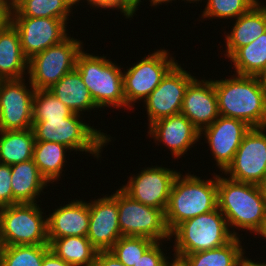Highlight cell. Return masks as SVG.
Returning a JSON list of instances; mask_svg holds the SVG:
<instances>
[{
    "instance_id": "1",
    "label": "cell",
    "mask_w": 266,
    "mask_h": 266,
    "mask_svg": "<svg viewBox=\"0 0 266 266\" xmlns=\"http://www.w3.org/2000/svg\"><path fill=\"white\" fill-rule=\"evenodd\" d=\"M217 202L235 236H240L236 232L239 228L254 235L262 230L266 221V200L259 185L217 174Z\"/></svg>"
},
{
    "instance_id": "2",
    "label": "cell",
    "mask_w": 266,
    "mask_h": 266,
    "mask_svg": "<svg viewBox=\"0 0 266 266\" xmlns=\"http://www.w3.org/2000/svg\"><path fill=\"white\" fill-rule=\"evenodd\" d=\"M230 76L214 80L219 114L240 119L250 127H266V94L257 77Z\"/></svg>"
},
{
    "instance_id": "3",
    "label": "cell",
    "mask_w": 266,
    "mask_h": 266,
    "mask_svg": "<svg viewBox=\"0 0 266 266\" xmlns=\"http://www.w3.org/2000/svg\"><path fill=\"white\" fill-rule=\"evenodd\" d=\"M202 179L189 172H180L174 180L165 211L166 226L171 233L180 223L218 207L217 173Z\"/></svg>"
},
{
    "instance_id": "4",
    "label": "cell",
    "mask_w": 266,
    "mask_h": 266,
    "mask_svg": "<svg viewBox=\"0 0 266 266\" xmlns=\"http://www.w3.org/2000/svg\"><path fill=\"white\" fill-rule=\"evenodd\" d=\"M80 115L73 113L65 119L33 120L35 141L61 143L74 152H88L99 159L103 147L111 142L112 137L90 126Z\"/></svg>"
},
{
    "instance_id": "5",
    "label": "cell",
    "mask_w": 266,
    "mask_h": 266,
    "mask_svg": "<svg viewBox=\"0 0 266 266\" xmlns=\"http://www.w3.org/2000/svg\"><path fill=\"white\" fill-rule=\"evenodd\" d=\"M90 92L98 109L113 107L126 109L123 91V71L106 56H96L84 49L77 58L75 68Z\"/></svg>"
},
{
    "instance_id": "6",
    "label": "cell",
    "mask_w": 266,
    "mask_h": 266,
    "mask_svg": "<svg viewBox=\"0 0 266 266\" xmlns=\"http://www.w3.org/2000/svg\"><path fill=\"white\" fill-rule=\"evenodd\" d=\"M170 237L175 239L173 252L185 256L223 246L236 236L230 231L225 216L217 207L180 223L170 233Z\"/></svg>"
},
{
    "instance_id": "7",
    "label": "cell",
    "mask_w": 266,
    "mask_h": 266,
    "mask_svg": "<svg viewBox=\"0 0 266 266\" xmlns=\"http://www.w3.org/2000/svg\"><path fill=\"white\" fill-rule=\"evenodd\" d=\"M42 210L37 203L0 207V245L49 244L47 216Z\"/></svg>"
},
{
    "instance_id": "8",
    "label": "cell",
    "mask_w": 266,
    "mask_h": 266,
    "mask_svg": "<svg viewBox=\"0 0 266 266\" xmlns=\"http://www.w3.org/2000/svg\"><path fill=\"white\" fill-rule=\"evenodd\" d=\"M83 41L68 36L28 61V78L35 90H48L65 74L76 68Z\"/></svg>"
},
{
    "instance_id": "9",
    "label": "cell",
    "mask_w": 266,
    "mask_h": 266,
    "mask_svg": "<svg viewBox=\"0 0 266 266\" xmlns=\"http://www.w3.org/2000/svg\"><path fill=\"white\" fill-rule=\"evenodd\" d=\"M165 49L144 56L123 72V91L126 110H134L138 101H144L161 83L166 74L178 63Z\"/></svg>"
},
{
    "instance_id": "10",
    "label": "cell",
    "mask_w": 266,
    "mask_h": 266,
    "mask_svg": "<svg viewBox=\"0 0 266 266\" xmlns=\"http://www.w3.org/2000/svg\"><path fill=\"white\" fill-rule=\"evenodd\" d=\"M118 221L122 236L145 237L162 242L171 240L165 213L134 200L121 188H118Z\"/></svg>"
},
{
    "instance_id": "11",
    "label": "cell",
    "mask_w": 266,
    "mask_h": 266,
    "mask_svg": "<svg viewBox=\"0 0 266 266\" xmlns=\"http://www.w3.org/2000/svg\"><path fill=\"white\" fill-rule=\"evenodd\" d=\"M25 80H0V131L32 129L35 88Z\"/></svg>"
},
{
    "instance_id": "12",
    "label": "cell",
    "mask_w": 266,
    "mask_h": 266,
    "mask_svg": "<svg viewBox=\"0 0 266 266\" xmlns=\"http://www.w3.org/2000/svg\"><path fill=\"white\" fill-rule=\"evenodd\" d=\"M266 127H251L232 163L222 173L239 182L259 184L266 175Z\"/></svg>"
},
{
    "instance_id": "13",
    "label": "cell",
    "mask_w": 266,
    "mask_h": 266,
    "mask_svg": "<svg viewBox=\"0 0 266 266\" xmlns=\"http://www.w3.org/2000/svg\"><path fill=\"white\" fill-rule=\"evenodd\" d=\"M190 72L177 63L162 79L161 83L143 101L148 124L179 114L188 85L195 79Z\"/></svg>"
},
{
    "instance_id": "14",
    "label": "cell",
    "mask_w": 266,
    "mask_h": 266,
    "mask_svg": "<svg viewBox=\"0 0 266 266\" xmlns=\"http://www.w3.org/2000/svg\"><path fill=\"white\" fill-rule=\"evenodd\" d=\"M178 174L174 168L148 166L136 175H130L121 189L134 200L161 209L165 213Z\"/></svg>"
},
{
    "instance_id": "15",
    "label": "cell",
    "mask_w": 266,
    "mask_h": 266,
    "mask_svg": "<svg viewBox=\"0 0 266 266\" xmlns=\"http://www.w3.org/2000/svg\"><path fill=\"white\" fill-rule=\"evenodd\" d=\"M11 23L19 33L22 51L28 60L69 36L67 23L62 19L11 17Z\"/></svg>"
},
{
    "instance_id": "16",
    "label": "cell",
    "mask_w": 266,
    "mask_h": 266,
    "mask_svg": "<svg viewBox=\"0 0 266 266\" xmlns=\"http://www.w3.org/2000/svg\"><path fill=\"white\" fill-rule=\"evenodd\" d=\"M250 126L236 118L219 116L210 126L200 132V138L205 137L217 168L222 171L232 163L237 149Z\"/></svg>"
},
{
    "instance_id": "17",
    "label": "cell",
    "mask_w": 266,
    "mask_h": 266,
    "mask_svg": "<svg viewBox=\"0 0 266 266\" xmlns=\"http://www.w3.org/2000/svg\"><path fill=\"white\" fill-rule=\"evenodd\" d=\"M87 237L98 251H109L122 236L118 221V189L89 202Z\"/></svg>"
},
{
    "instance_id": "18",
    "label": "cell",
    "mask_w": 266,
    "mask_h": 266,
    "mask_svg": "<svg viewBox=\"0 0 266 266\" xmlns=\"http://www.w3.org/2000/svg\"><path fill=\"white\" fill-rule=\"evenodd\" d=\"M148 135L155 143L165 145L173 158H181L201 138L200 131L183 114L161 118L148 125Z\"/></svg>"
},
{
    "instance_id": "19",
    "label": "cell",
    "mask_w": 266,
    "mask_h": 266,
    "mask_svg": "<svg viewBox=\"0 0 266 266\" xmlns=\"http://www.w3.org/2000/svg\"><path fill=\"white\" fill-rule=\"evenodd\" d=\"M200 80L195 78L188 85L180 113L185 115L201 132L210 126L220 114L214 79Z\"/></svg>"
},
{
    "instance_id": "20",
    "label": "cell",
    "mask_w": 266,
    "mask_h": 266,
    "mask_svg": "<svg viewBox=\"0 0 266 266\" xmlns=\"http://www.w3.org/2000/svg\"><path fill=\"white\" fill-rule=\"evenodd\" d=\"M89 220V201H68L47 215L48 239L87 236Z\"/></svg>"
},
{
    "instance_id": "21",
    "label": "cell",
    "mask_w": 266,
    "mask_h": 266,
    "mask_svg": "<svg viewBox=\"0 0 266 266\" xmlns=\"http://www.w3.org/2000/svg\"><path fill=\"white\" fill-rule=\"evenodd\" d=\"M231 32L226 33L224 56L230 58L240 47L250 44L266 31V5H254L235 19Z\"/></svg>"
},
{
    "instance_id": "22",
    "label": "cell",
    "mask_w": 266,
    "mask_h": 266,
    "mask_svg": "<svg viewBox=\"0 0 266 266\" xmlns=\"http://www.w3.org/2000/svg\"><path fill=\"white\" fill-rule=\"evenodd\" d=\"M28 61L21 48L19 33L10 22L0 30V80L24 78L28 74Z\"/></svg>"
},
{
    "instance_id": "23",
    "label": "cell",
    "mask_w": 266,
    "mask_h": 266,
    "mask_svg": "<svg viewBox=\"0 0 266 266\" xmlns=\"http://www.w3.org/2000/svg\"><path fill=\"white\" fill-rule=\"evenodd\" d=\"M48 184L33 159L11 165L13 205L38 203L37 199L44 188L50 186Z\"/></svg>"
},
{
    "instance_id": "24",
    "label": "cell",
    "mask_w": 266,
    "mask_h": 266,
    "mask_svg": "<svg viewBox=\"0 0 266 266\" xmlns=\"http://www.w3.org/2000/svg\"><path fill=\"white\" fill-rule=\"evenodd\" d=\"M48 90L74 113L84 115L83 112L98 108L76 69L65 74Z\"/></svg>"
},
{
    "instance_id": "25",
    "label": "cell",
    "mask_w": 266,
    "mask_h": 266,
    "mask_svg": "<svg viewBox=\"0 0 266 266\" xmlns=\"http://www.w3.org/2000/svg\"><path fill=\"white\" fill-rule=\"evenodd\" d=\"M72 150L67 146L51 141H35L33 149V161L37 165L41 175L48 183L60 181L65 167L66 153Z\"/></svg>"
},
{
    "instance_id": "26",
    "label": "cell",
    "mask_w": 266,
    "mask_h": 266,
    "mask_svg": "<svg viewBox=\"0 0 266 266\" xmlns=\"http://www.w3.org/2000/svg\"><path fill=\"white\" fill-rule=\"evenodd\" d=\"M50 250L72 266H93L98 250L87 236L48 239Z\"/></svg>"
},
{
    "instance_id": "27",
    "label": "cell",
    "mask_w": 266,
    "mask_h": 266,
    "mask_svg": "<svg viewBox=\"0 0 266 266\" xmlns=\"http://www.w3.org/2000/svg\"><path fill=\"white\" fill-rule=\"evenodd\" d=\"M240 239V236H236L223 246L184 257L190 266H242L249 258L244 256L246 252Z\"/></svg>"
},
{
    "instance_id": "28",
    "label": "cell",
    "mask_w": 266,
    "mask_h": 266,
    "mask_svg": "<svg viewBox=\"0 0 266 266\" xmlns=\"http://www.w3.org/2000/svg\"><path fill=\"white\" fill-rule=\"evenodd\" d=\"M34 144L32 129L0 131V163L11 166L31 160Z\"/></svg>"
},
{
    "instance_id": "29",
    "label": "cell",
    "mask_w": 266,
    "mask_h": 266,
    "mask_svg": "<svg viewBox=\"0 0 266 266\" xmlns=\"http://www.w3.org/2000/svg\"><path fill=\"white\" fill-rule=\"evenodd\" d=\"M229 59L236 75L256 76L266 64V31L250 44L240 47Z\"/></svg>"
},
{
    "instance_id": "30",
    "label": "cell",
    "mask_w": 266,
    "mask_h": 266,
    "mask_svg": "<svg viewBox=\"0 0 266 266\" xmlns=\"http://www.w3.org/2000/svg\"><path fill=\"white\" fill-rule=\"evenodd\" d=\"M72 8L75 6L70 0H26L11 17L57 18L68 23Z\"/></svg>"
},
{
    "instance_id": "31",
    "label": "cell",
    "mask_w": 266,
    "mask_h": 266,
    "mask_svg": "<svg viewBox=\"0 0 266 266\" xmlns=\"http://www.w3.org/2000/svg\"><path fill=\"white\" fill-rule=\"evenodd\" d=\"M49 251V244L1 246V266H42Z\"/></svg>"
},
{
    "instance_id": "32",
    "label": "cell",
    "mask_w": 266,
    "mask_h": 266,
    "mask_svg": "<svg viewBox=\"0 0 266 266\" xmlns=\"http://www.w3.org/2000/svg\"><path fill=\"white\" fill-rule=\"evenodd\" d=\"M32 111L33 120L65 119L74 113L49 90H35Z\"/></svg>"
},
{
    "instance_id": "33",
    "label": "cell",
    "mask_w": 266,
    "mask_h": 266,
    "mask_svg": "<svg viewBox=\"0 0 266 266\" xmlns=\"http://www.w3.org/2000/svg\"><path fill=\"white\" fill-rule=\"evenodd\" d=\"M154 242V240L145 237L121 236L109 252L123 264L134 266Z\"/></svg>"
},
{
    "instance_id": "34",
    "label": "cell",
    "mask_w": 266,
    "mask_h": 266,
    "mask_svg": "<svg viewBox=\"0 0 266 266\" xmlns=\"http://www.w3.org/2000/svg\"><path fill=\"white\" fill-rule=\"evenodd\" d=\"M206 6L201 18L237 19L249 11L255 4L253 0H206Z\"/></svg>"
},
{
    "instance_id": "35",
    "label": "cell",
    "mask_w": 266,
    "mask_h": 266,
    "mask_svg": "<svg viewBox=\"0 0 266 266\" xmlns=\"http://www.w3.org/2000/svg\"><path fill=\"white\" fill-rule=\"evenodd\" d=\"M162 246V241H155L134 266H163L167 255L163 252Z\"/></svg>"
},
{
    "instance_id": "36",
    "label": "cell",
    "mask_w": 266,
    "mask_h": 266,
    "mask_svg": "<svg viewBox=\"0 0 266 266\" xmlns=\"http://www.w3.org/2000/svg\"><path fill=\"white\" fill-rule=\"evenodd\" d=\"M13 205L11 166L0 163V207Z\"/></svg>"
},
{
    "instance_id": "37",
    "label": "cell",
    "mask_w": 266,
    "mask_h": 266,
    "mask_svg": "<svg viewBox=\"0 0 266 266\" xmlns=\"http://www.w3.org/2000/svg\"><path fill=\"white\" fill-rule=\"evenodd\" d=\"M141 0H117V11L120 10V13L125 16L126 19L131 20L134 15H136V11L138 10V6H140Z\"/></svg>"
},
{
    "instance_id": "38",
    "label": "cell",
    "mask_w": 266,
    "mask_h": 266,
    "mask_svg": "<svg viewBox=\"0 0 266 266\" xmlns=\"http://www.w3.org/2000/svg\"><path fill=\"white\" fill-rule=\"evenodd\" d=\"M93 266H127L109 251H98Z\"/></svg>"
},
{
    "instance_id": "39",
    "label": "cell",
    "mask_w": 266,
    "mask_h": 266,
    "mask_svg": "<svg viewBox=\"0 0 266 266\" xmlns=\"http://www.w3.org/2000/svg\"><path fill=\"white\" fill-rule=\"evenodd\" d=\"M81 0H76L73 5H79ZM83 1V0H82ZM87 1L88 5L90 4V8L92 7L93 9L98 8V9H112V10H117V0H84Z\"/></svg>"
},
{
    "instance_id": "40",
    "label": "cell",
    "mask_w": 266,
    "mask_h": 266,
    "mask_svg": "<svg viewBox=\"0 0 266 266\" xmlns=\"http://www.w3.org/2000/svg\"><path fill=\"white\" fill-rule=\"evenodd\" d=\"M42 266H72L57 257L51 250L44 256Z\"/></svg>"
},
{
    "instance_id": "41",
    "label": "cell",
    "mask_w": 266,
    "mask_h": 266,
    "mask_svg": "<svg viewBox=\"0 0 266 266\" xmlns=\"http://www.w3.org/2000/svg\"><path fill=\"white\" fill-rule=\"evenodd\" d=\"M11 22V11L6 4H0V30L4 29Z\"/></svg>"
},
{
    "instance_id": "42",
    "label": "cell",
    "mask_w": 266,
    "mask_h": 266,
    "mask_svg": "<svg viewBox=\"0 0 266 266\" xmlns=\"http://www.w3.org/2000/svg\"><path fill=\"white\" fill-rule=\"evenodd\" d=\"M174 257L172 258V261L169 262L168 259H170L168 256L164 261L163 266H190L187 259L184 256L178 255V254H172Z\"/></svg>"
},
{
    "instance_id": "43",
    "label": "cell",
    "mask_w": 266,
    "mask_h": 266,
    "mask_svg": "<svg viewBox=\"0 0 266 266\" xmlns=\"http://www.w3.org/2000/svg\"><path fill=\"white\" fill-rule=\"evenodd\" d=\"M261 88L264 90L266 94V64L264 65L263 69L256 75Z\"/></svg>"
},
{
    "instance_id": "44",
    "label": "cell",
    "mask_w": 266,
    "mask_h": 266,
    "mask_svg": "<svg viewBox=\"0 0 266 266\" xmlns=\"http://www.w3.org/2000/svg\"><path fill=\"white\" fill-rule=\"evenodd\" d=\"M26 0H5L7 8L13 12L15 11L19 6H21Z\"/></svg>"
},
{
    "instance_id": "45",
    "label": "cell",
    "mask_w": 266,
    "mask_h": 266,
    "mask_svg": "<svg viewBox=\"0 0 266 266\" xmlns=\"http://www.w3.org/2000/svg\"><path fill=\"white\" fill-rule=\"evenodd\" d=\"M242 266H266V262L264 261V262L261 263L258 260L256 262L255 259H254V261H252L251 258H250Z\"/></svg>"
},
{
    "instance_id": "46",
    "label": "cell",
    "mask_w": 266,
    "mask_h": 266,
    "mask_svg": "<svg viewBox=\"0 0 266 266\" xmlns=\"http://www.w3.org/2000/svg\"><path fill=\"white\" fill-rule=\"evenodd\" d=\"M150 1V6L152 7H156V6H158V5H162V3L163 4H168V3H172V1H176V0H149Z\"/></svg>"
},
{
    "instance_id": "47",
    "label": "cell",
    "mask_w": 266,
    "mask_h": 266,
    "mask_svg": "<svg viewBox=\"0 0 266 266\" xmlns=\"http://www.w3.org/2000/svg\"><path fill=\"white\" fill-rule=\"evenodd\" d=\"M258 185H259V188L261 190L263 197L266 200V175L263 177L262 181Z\"/></svg>"
},
{
    "instance_id": "48",
    "label": "cell",
    "mask_w": 266,
    "mask_h": 266,
    "mask_svg": "<svg viewBox=\"0 0 266 266\" xmlns=\"http://www.w3.org/2000/svg\"><path fill=\"white\" fill-rule=\"evenodd\" d=\"M257 235H258V238L260 235V237H263L262 239H264L266 241V221L264 223L262 230Z\"/></svg>"
},
{
    "instance_id": "49",
    "label": "cell",
    "mask_w": 266,
    "mask_h": 266,
    "mask_svg": "<svg viewBox=\"0 0 266 266\" xmlns=\"http://www.w3.org/2000/svg\"><path fill=\"white\" fill-rule=\"evenodd\" d=\"M182 1H186V3L188 2V3H198L199 1H201L202 2V0H182Z\"/></svg>"
},
{
    "instance_id": "50",
    "label": "cell",
    "mask_w": 266,
    "mask_h": 266,
    "mask_svg": "<svg viewBox=\"0 0 266 266\" xmlns=\"http://www.w3.org/2000/svg\"><path fill=\"white\" fill-rule=\"evenodd\" d=\"M255 5H264L263 2H260L259 0H253Z\"/></svg>"
},
{
    "instance_id": "51",
    "label": "cell",
    "mask_w": 266,
    "mask_h": 266,
    "mask_svg": "<svg viewBox=\"0 0 266 266\" xmlns=\"http://www.w3.org/2000/svg\"><path fill=\"white\" fill-rule=\"evenodd\" d=\"M0 4H6L5 0H0Z\"/></svg>"
}]
</instances>
